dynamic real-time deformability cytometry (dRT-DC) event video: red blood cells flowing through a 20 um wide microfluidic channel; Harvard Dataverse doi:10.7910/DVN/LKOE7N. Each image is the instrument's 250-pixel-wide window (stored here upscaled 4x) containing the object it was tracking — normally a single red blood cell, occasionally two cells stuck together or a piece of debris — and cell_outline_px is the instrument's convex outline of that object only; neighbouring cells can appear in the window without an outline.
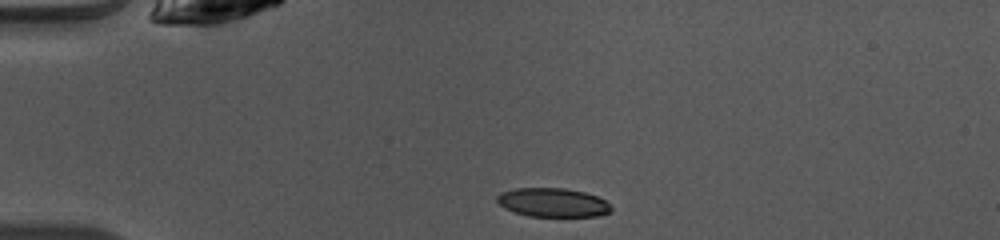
{"species": "common noctule bat (a hibernating species)", "species_latin": "Nyctalus noctula", "temperature_condition": "warm", "stored_images_in_passage": 39, "camera_frame_rate_fps": 3000, "um_per_image_px": 0.085, "animal": {"sex": "female", "body_mass_g": 10.0, "forearm_length_mm": 53.1}, "frame": {"image": 1, "passage_image": 1, "time_ms": 0.0, "image_size_px": [1000, 240], "cell_outline_px": [[612, 212], [596, 216], [528, 216], [512, 212], [504, 208], [496, 200], [496, 196], [500, 192], [516, 188], [564, 188], [584, 192], [596, 196], [604, 200], [612, 208]], "centroid_in_image_um": [46.95, 17.21], "position_along_channel_um": 38.0, "area_um2": 19.25}}
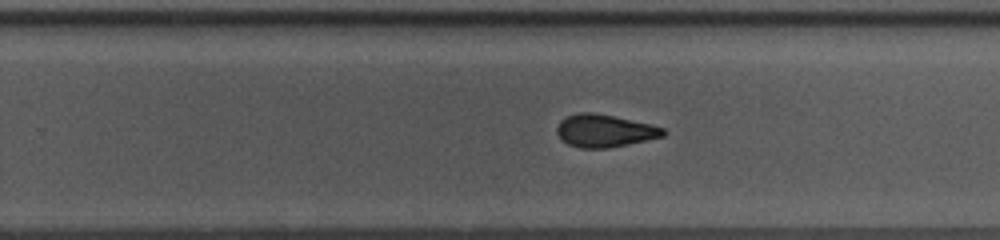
{"frame": {"image": 2, "passage_image": 21, "time_ms": 6.667, "image_size_px": [1000, 240], "cell_outline_px": [[668, 132], [664, 136], [628, 144], [608, 148], [580, 148], [568, 144], [560, 140], [556, 132], [556, 128], [560, 120], [568, 116], [580, 112], [592, 112], [652, 124], [664, 128]], "centroid_in_image_um": [51.38, 11.12], "position_along_channel_um": 278.4, "area_um2": 20.29}}
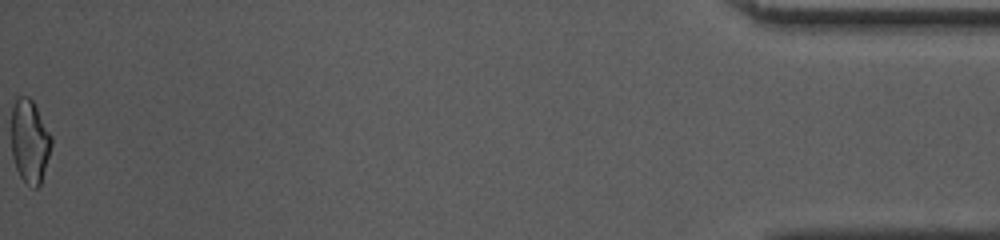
{"frame": {"image": 3, "passage_image": 39, "time_ms": 12.667, "image_size_px": [1000, 240], "cell_outline_px": [[52, 144], [40, 184], [36, 188], [32, 188], [24, 184], [16, 168], [12, 156], [12, 108], [16, 100], [20, 96], [28, 96], [32, 100], [52, 136]], "centroid_in_image_um": [2.52, 12.04], "position_along_channel_um": 432.7, "area_um2": 19.36}, "authors_computed_cell_mechanics": {"area_um2": 20.2878, "velocity_mm_per_s": 4.1044, "shape_relaxation_time_tau1_ms": 4.0819, "shape_relaxation_time_tau2_ms": 2.6076, "deformation_change_tau1": 0.1338, "deformation_change_tau2": 0.0848}}